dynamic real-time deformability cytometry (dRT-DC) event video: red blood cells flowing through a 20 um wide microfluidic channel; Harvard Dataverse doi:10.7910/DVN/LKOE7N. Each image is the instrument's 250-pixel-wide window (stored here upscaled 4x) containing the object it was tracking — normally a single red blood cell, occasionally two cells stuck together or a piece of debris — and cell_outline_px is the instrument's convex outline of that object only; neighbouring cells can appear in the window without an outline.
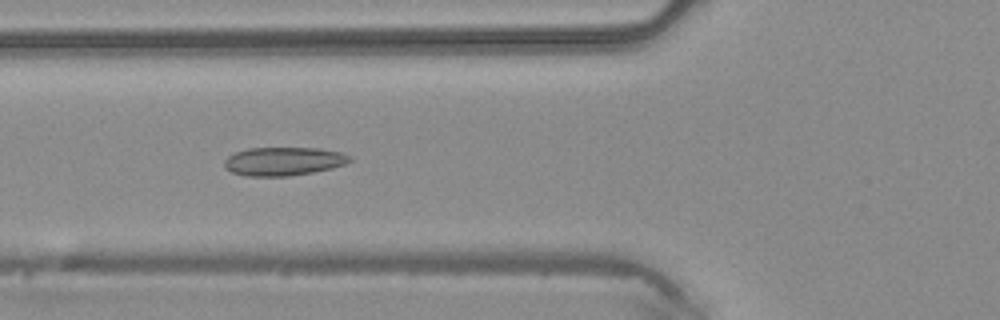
{"species": "common noctule bat (a hibernating species)", "species_latin": "Nyctalus noctula", "temperature_condition": "warm", "stored_images_in_passage": 47, "camera_frame_rate_fps": 3000, "um_per_image_px": 0.085, "animal": {"sex": "male", "body_mass_g": 20.4}, "frame": {"image": 1, "passage_image": 18, "time_ms": 5.667, "image_size_px": [1000, 320], "cell_outline_px": [[352, 160], [344, 164], [332, 168], [312, 172], [288, 176], [244, 176], [232, 172], [224, 168], [224, 160], [228, 156], [236, 152], [248, 148], [320, 148], [340, 152], [352, 156]], "centroid_in_image_um": [24.09, 13.71], "position_along_channel_um": 101.7, "area_um2": 20.87}}
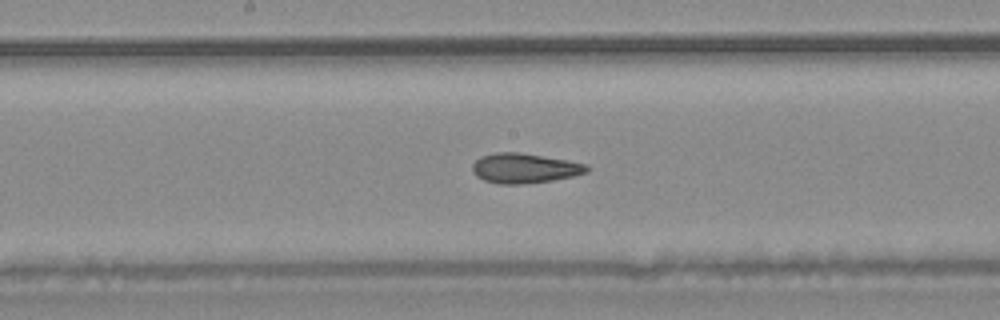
{"frame": {"image": 2, "passage_image": 25, "time_ms": 8.0, "image_size_px": [1000, 320], "cell_outline_px": [[592, 168], [588, 172], [572, 176], [552, 180], [520, 184], [496, 184], [484, 180], [476, 176], [472, 172], [472, 164], [480, 156], [496, 152], [520, 152], [568, 160], [588, 164]], "centroid_in_image_um": [44.59, 14.29], "position_along_channel_um": 203.6, "area_um2": 20.11}}
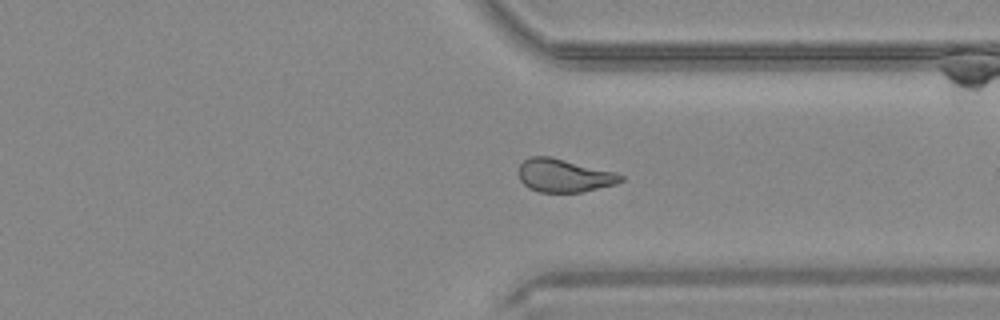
{"frame": {"image": 3, "passage_image": 36, "time_ms": 11.667, "image_size_px": [1000, 320], "cell_outline_px": [[624, 180], [616, 184], [580, 192], [540, 192], [528, 188], [520, 180], [520, 164], [528, 156], [552, 156], [616, 172], [624, 176]], "centroid_in_image_um": [47.96, 14.91], "position_along_channel_um": 363.4, "area_um2": 19.83}}